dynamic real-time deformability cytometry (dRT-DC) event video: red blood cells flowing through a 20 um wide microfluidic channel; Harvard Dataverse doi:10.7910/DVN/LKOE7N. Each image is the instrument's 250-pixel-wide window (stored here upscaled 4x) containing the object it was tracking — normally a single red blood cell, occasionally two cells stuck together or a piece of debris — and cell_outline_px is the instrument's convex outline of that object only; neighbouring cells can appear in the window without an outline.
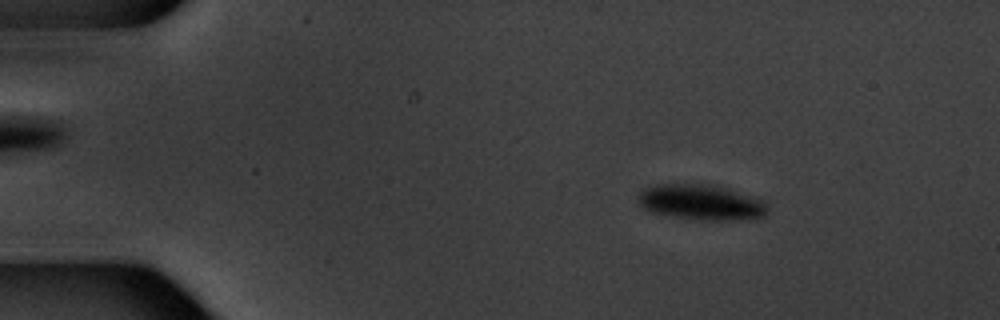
{"species": "common noctule bat (a hibernating species)", "species_latin": "Nyctalus noctula", "temperature_condition": "warm", "stored_images_in_passage": 9, "camera_frame_rate_fps": 3000, "um_per_image_px": 0.085, "animal": {"sex": "male", "body_mass_g": 20.1, "forearm_length_mm": 53.5}, "frame": {"image": 1, "passage_image": 1, "time_ms": 0.0, "image_size_px": [1000, 320], "cell_outline_px": [[768, 212], [764, 216], [748, 220], [700, 220], [668, 216], [652, 212], [636, 204], [636, 196], [644, 188], [652, 184], [716, 184], [760, 196], [764, 200], [768, 208]], "centroid_in_image_um": [59.64, 17.18], "position_along_channel_um": 25.4, "area_um2": 27.92}}
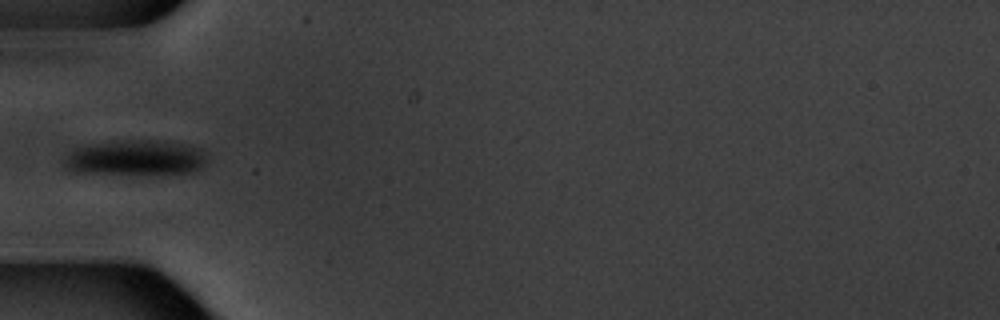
{"frame": {"image": 2, "passage_image": 4, "time_ms": 3.667, "image_size_px": [1000, 320], "cell_outline_px": [[208, 160], [196, 172], [156, 176], [68, 172], [60, 160], [72, 148], [84, 144], [116, 140], [164, 140], [188, 144], [204, 148], [208, 152]], "centroid_in_image_um": [11.52, 13.43], "position_along_channel_um": 73.5, "area_um2": 31.67}}
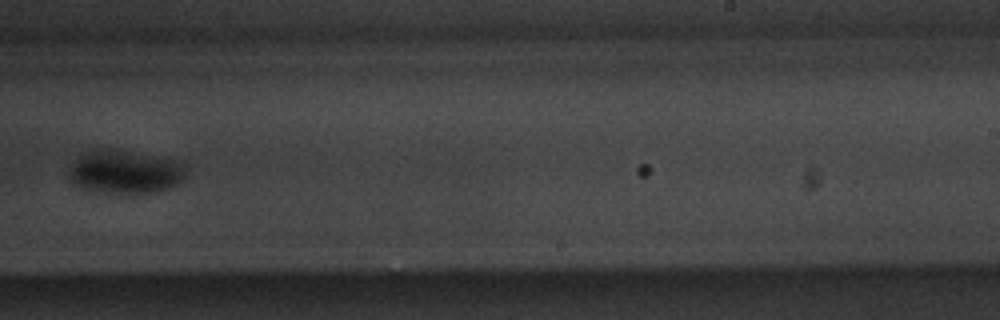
{"frame": {"image": 3, "passage_image": 9, "time_ms": 9.667, "image_size_px": [1000, 320], "cell_outline_px": [[184, 176], [176, 184], [168, 188], [156, 192], [132, 196], [120, 196], [100, 192], [84, 188], [76, 184], [68, 176], [72, 164], [84, 156], [100, 148], [180, 160], [184, 168]], "centroid_in_image_um": [10.67, 14.68], "position_along_channel_um": 278.3, "area_um2": 29.3}}